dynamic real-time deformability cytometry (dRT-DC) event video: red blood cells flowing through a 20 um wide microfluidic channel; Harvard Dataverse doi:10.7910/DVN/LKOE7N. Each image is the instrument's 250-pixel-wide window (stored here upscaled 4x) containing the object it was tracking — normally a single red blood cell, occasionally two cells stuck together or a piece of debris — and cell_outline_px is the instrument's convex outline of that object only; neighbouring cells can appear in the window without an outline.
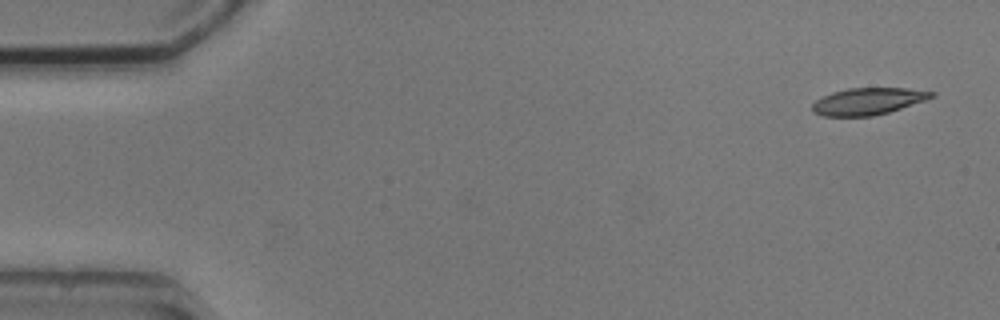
{"species": "common noctule bat (a hibernating species)", "species_latin": "Nyctalus noctula", "temperature_condition": "cold", "stored_images_in_passage": 6, "camera_frame_rate_fps": 3000, "um_per_image_px": 0.085, "animal": {"sex": "male", "body_mass_g": 20.5, "forearm_length_mm": 52.5}, "frame": {"image": 1, "passage_image": 1, "time_ms": 0.0, "image_size_px": [1000, 320], "cell_outline_px": [[936, 96], [888, 112], [872, 116], [824, 116], [812, 112], [812, 104], [816, 100], [832, 92], [848, 88], [908, 88], [936, 92]], "centroid_in_image_um": [73.77, 8.6], "position_along_channel_um": 11.2, "area_um2": 18.55}}
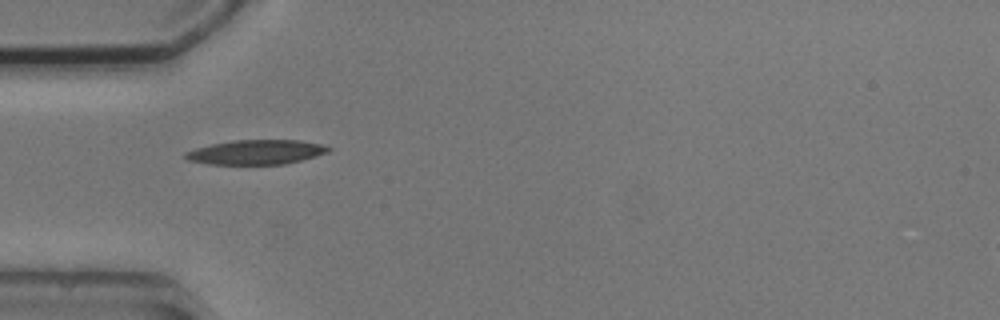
{"frame": {"image": 2, "passage_image": 5, "time_ms": 4.667, "image_size_px": [1000, 320], "cell_outline_px": [[332, 148], [328, 152], [316, 156], [284, 164], [208, 164], [188, 160], [184, 156], [184, 152], [196, 148], [212, 144], [232, 140], [300, 140], [320, 144]], "centroid_in_image_um": [21.76, 12.93], "position_along_channel_um": 63.2, "area_um2": 20.35}}